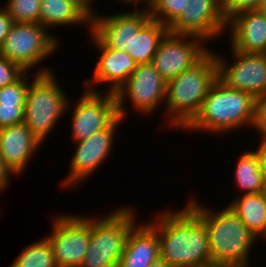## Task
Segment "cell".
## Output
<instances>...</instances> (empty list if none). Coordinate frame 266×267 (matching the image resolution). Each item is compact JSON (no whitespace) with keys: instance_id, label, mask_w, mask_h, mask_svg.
Masks as SVG:
<instances>
[{"instance_id":"cell-1","label":"cell","mask_w":266,"mask_h":267,"mask_svg":"<svg viewBox=\"0 0 266 267\" xmlns=\"http://www.w3.org/2000/svg\"><path fill=\"white\" fill-rule=\"evenodd\" d=\"M157 213L160 258L170 267H213L208 232L203 220L188 206Z\"/></svg>"},{"instance_id":"cell-2","label":"cell","mask_w":266,"mask_h":267,"mask_svg":"<svg viewBox=\"0 0 266 267\" xmlns=\"http://www.w3.org/2000/svg\"><path fill=\"white\" fill-rule=\"evenodd\" d=\"M187 205L205 224L213 267H248L250 265L251 249L258 239L229 206L212 212L210 208L207 209V206L199 204L194 197L188 200Z\"/></svg>"},{"instance_id":"cell-3","label":"cell","mask_w":266,"mask_h":267,"mask_svg":"<svg viewBox=\"0 0 266 267\" xmlns=\"http://www.w3.org/2000/svg\"><path fill=\"white\" fill-rule=\"evenodd\" d=\"M257 99L217 79L195 117L182 129L223 135L256 124ZM243 126V127H242Z\"/></svg>"},{"instance_id":"cell-4","label":"cell","mask_w":266,"mask_h":267,"mask_svg":"<svg viewBox=\"0 0 266 267\" xmlns=\"http://www.w3.org/2000/svg\"><path fill=\"white\" fill-rule=\"evenodd\" d=\"M218 67L213 50H209L196 64L166 81L168 126L181 130L195 117L214 82Z\"/></svg>"},{"instance_id":"cell-5","label":"cell","mask_w":266,"mask_h":267,"mask_svg":"<svg viewBox=\"0 0 266 267\" xmlns=\"http://www.w3.org/2000/svg\"><path fill=\"white\" fill-rule=\"evenodd\" d=\"M49 68L37 69L33 81H29L24 107L23 123L41 144L71 105L65 90Z\"/></svg>"},{"instance_id":"cell-6","label":"cell","mask_w":266,"mask_h":267,"mask_svg":"<svg viewBox=\"0 0 266 267\" xmlns=\"http://www.w3.org/2000/svg\"><path fill=\"white\" fill-rule=\"evenodd\" d=\"M135 212L125 206L99 218L91 217L89 246L80 267H118L128 234L136 225Z\"/></svg>"},{"instance_id":"cell-7","label":"cell","mask_w":266,"mask_h":267,"mask_svg":"<svg viewBox=\"0 0 266 267\" xmlns=\"http://www.w3.org/2000/svg\"><path fill=\"white\" fill-rule=\"evenodd\" d=\"M49 33L40 23L14 22L0 48V54L26 72H31L59 48V39Z\"/></svg>"},{"instance_id":"cell-8","label":"cell","mask_w":266,"mask_h":267,"mask_svg":"<svg viewBox=\"0 0 266 267\" xmlns=\"http://www.w3.org/2000/svg\"><path fill=\"white\" fill-rule=\"evenodd\" d=\"M114 94L118 116L122 119L128 114L124 106L127 98L136 112H140L141 115L143 113L144 116L152 115L161 102L165 103L166 80L152 63L138 64L135 71Z\"/></svg>"},{"instance_id":"cell-9","label":"cell","mask_w":266,"mask_h":267,"mask_svg":"<svg viewBox=\"0 0 266 267\" xmlns=\"http://www.w3.org/2000/svg\"><path fill=\"white\" fill-rule=\"evenodd\" d=\"M51 244L58 267H80L86 255L91 232V217L60 214L53 220Z\"/></svg>"},{"instance_id":"cell-10","label":"cell","mask_w":266,"mask_h":267,"mask_svg":"<svg viewBox=\"0 0 266 267\" xmlns=\"http://www.w3.org/2000/svg\"><path fill=\"white\" fill-rule=\"evenodd\" d=\"M233 62L214 51L218 79L226 86L251 94L255 99L266 93V54L243 53L232 48Z\"/></svg>"},{"instance_id":"cell-11","label":"cell","mask_w":266,"mask_h":267,"mask_svg":"<svg viewBox=\"0 0 266 267\" xmlns=\"http://www.w3.org/2000/svg\"><path fill=\"white\" fill-rule=\"evenodd\" d=\"M75 101L71 116L72 141L79 142L107 128L117 117V104L113 92L85 90Z\"/></svg>"},{"instance_id":"cell-12","label":"cell","mask_w":266,"mask_h":267,"mask_svg":"<svg viewBox=\"0 0 266 267\" xmlns=\"http://www.w3.org/2000/svg\"><path fill=\"white\" fill-rule=\"evenodd\" d=\"M227 30L221 0H188L179 17L168 27L174 35L193 36L213 42Z\"/></svg>"},{"instance_id":"cell-13","label":"cell","mask_w":266,"mask_h":267,"mask_svg":"<svg viewBox=\"0 0 266 267\" xmlns=\"http://www.w3.org/2000/svg\"><path fill=\"white\" fill-rule=\"evenodd\" d=\"M124 119L118 116L107 128L94 133L89 138L75 142L76 150L72 156L69 174L63 179L64 188H76L88 180L96 169L109 157L118 124ZM87 179V180H86ZM81 183V184H80Z\"/></svg>"},{"instance_id":"cell-14","label":"cell","mask_w":266,"mask_h":267,"mask_svg":"<svg viewBox=\"0 0 266 267\" xmlns=\"http://www.w3.org/2000/svg\"><path fill=\"white\" fill-rule=\"evenodd\" d=\"M205 44L197 37L168 32L160 41L151 63L168 81L196 64L210 50Z\"/></svg>"},{"instance_id":"cell-15","label":"cell","mask_w":266,"mask_h":267,"mask_svg":"<svg viewBox=\"0 0 266 267\" xmlns=\"http://www.w3.org/2000/svg\"><path fill=\"white\" fill-rule=\"evenodd\" d=\"M151 19L147 8L91 17V33L107 48L128 51L134 35Z\"/></svg>"},{"instance_id":"cell-16","label":"cell","mask_w":266,"mask_h":267,"mask_svg":"<svg viewBox=\"0 0 266 267\" xmlns=\"http://www.w3.org/2000/svg\"><path fill=\"white\" fill-rule=\"evenodd\" d=\"M90 38L93 40L94 46L99 51V60L94 68V77L83 81V86H87L88 90L99 91L95 87L97 83H110L108 92L115 93L117 89L130 77L135 71L137 63L126 51L113 50L105 47L92 33L89 31ZM94 88V89H93Z\"/></svg>"},{"instance_id":"cell-17","label":"cell","mask_w":266,"mask_h":267,"mask_svg":"<svg viewBox=\"0 0 266 267\" xmlns=\"http://www.w3.org/2000/svg\"><path fill=\"white\" fill-rule=\"evenodd\" d=\"M41 145L25 123L0 128V157L13 176L24 174Z\"/></svg>"},{"instance_id":"cell-18","label":"cell","mask_w":266,"mask_h":267,"mask_svg":"<svg viewBox=\"0 0 266 267\" xmlns=\"http://www.w3.org/2000/svg\"><path fill=\"white\" fill-rule=\"evenodd\" d=\"M227 30L234 50L266 54V14L259 10L239 12L227 21Z\"/></svg>"},{"instance_id":"cell-19","label":"cell","mask_w":266,"mask_h":267,"mask_svg":"<svg viewBox=\"0 0 266 267\" xmlns=\"http://www.w3.org/2000/svg\"><path fill=\"white\" fill-rule=\"evenodd\" d=\"M159 258L157 230L150 222L139 223L128 234L118 267H147Z\"/></svg>"},{"instance_id":"cell-20","label":"cell","mask_w":266,"mask_h":267,"mask_svg":"<svg viewBox=\"0 0 266 267\" xmlns=\"http://www.w3.org/2000/svg\"><path fill=\"white\" fill-rule=\"evenodd\" d=\"M39 23L46 29L84 24L91 31V17L74 0H41Z\"/></svg>"},{"instance_id":"cell-21","label":"cell","mask_w":266,"mask_h":267,"mask_svg":"<svg viewBox=\"0 0 266 267\" xmlns=\"http://www.w3.org/2000/svg\"><path fill=\"white\" fill-rule=\"evenodd\" d=\"M235 197L229 207L244 223L246 228L259 240L266 239V198L265 193H249ZM266 241V240H265Z\"/></svg>"},{"instance_id":"cell-22","label":"cell","mask_w":266,"mask_h":267,"mask_svg":"<svg viewBox=\"0 0 266 267\" xmlns=\"http://www.w3.org/2000/svg\"><path fill=\"white\" fill-rule=\"evenodd\" d=\"M168 33V27L150 19L130 41L127 53L137 64L151 63L158 45Z\"/></svg>"},{"instance_id":"cell-23","label":"cell","mask_w":266,"mask_h":267,"mask_svg":"<svg viewBox=\"0 0 266 267\" xmlns=\"http://www.w3.org/2000/svg\"><path fill=\"white\" fill-rule=\"evenodd\" d=\"M235 185L244 194L264 192L262 175L259 170L258 148L242 152L236 164Z\"/></svg>"},{"instance_id":"cell-24","label":"cell","mask_w":266,"mask_h":267,"mask_svg":"<svg viewBox=\"0 0 266 267\" xmlns=\"http://www.w3.org/2000/svg\"><path fill=\"white\" fill-rule=\"evenodd\" d=\"M18 255L8 267H58L46 237L25 246Z\"/></svg>"},{"instance_id":"cell-25","label":"cell","mask_w":266,"mask_h":267,"mask_svg":"<svg viewBox=\"0 0 266 267\" xmlns=\"http://www.w3.org/2000/svg\"><path fill=\"white\" fill-rule=\"evenodd\" d=\"M187 3L188 0H151L149 6L145 8L152 19L169 27L179 17Z\"/></svg>"},{"instance_id":"cell-26","label":"cell","mask_w":266,"mask_h":267,"mask_svg":"<svg viewBox=\"0 0 266 267\" xmlns=\"http://www.w3.org/2000/svg\"><path fill=\"white\" fill-rule=\"evenodd\" d=\"M4 7L14 22L39 23L41 0H8Z\"/></svg>"},{"instance_id":"cell-27","label":"cell","mask_w":266,"mask_h":267,"mask_svg":"<svg viewBox=\"0 0 266 267\" xmlns=\"http://www.w3.org/2000/svg\"><path fill=\"white\" fill-rule=\"evenodd\" d=\"M30 74L26 72L15 83L0 88V104L25 105Z\"/></svg>"},{"instance_id":"cell-28","label":"cell","mask_w":266,"mask_h":267,"mask_svg":"<svg viewBox=\"0 0 266 267\" xmlns=\"http://www.w3.org/2000/svg\"><path fill=\"white\" fill-rule=\"evenodd\" d=\"M26 71L0 54V88L18 81Z\"/></svg>"},{"instance_id":"cell-29","label":"cell","mask_w":266,"mask_h":267,"mask_svg":"<svg viewBox=\"0 0 266 267\" xmlns=\"http://www.w3.org/2000/svg\"><path fill=\"white\" fill-rule=\"evenodd\" d=\"M261 0H221L223 14L227 21L235 14L246 10H257Z\"/></svg>"},{"instance_id":"cell-30","label":"cell","mask_w":266,"mask_h":267,"mask_svg":"<svg viewBox=\"0 0 266 267\" xmlns=\"http://www.w3.org/2000/svg\"><path fill=\"white\" fill-rule=\"evenodd\" d=\"M24 107L0 104V128L23 123Z\"/></svg>"},{"instance_id":"cell-31","label":"cell","mask_w":266,"mask_h":267,"mask_svg":"<svg viewBox=\"0 0 266 267\" xmlns=\"http://www.w3.org/2000/svg\"><path fill=\"white\" fill-rule=\"evenodd\" d=\"M255 129L261 143H266V93L257 99Z\"/></svg>"},{"instance_id":"cell-32","label":"cell","mask_w":266,"mask_h":267,"mask_svg":"<svg viewBox=\"0 0 266 267\" xmlns=\"http://www.w3.org/2000/svg\"><path fill=\"white\" fill-rule=\"evenodd\" d=\"M14 21L9 15L8 11L4 8H0V48L3 45V42L8 35Z\"/></svg>"},{"instance_id":"cell-33","label":"cell","mask_w":266,"mask_h":267,"mask_svg":"<svg viewBox=\"0 0 266 267\" xmlns=\"http://www.w3.org/2000/svg\"><path fill=\"white\" fill-rule=\"evenodd\" d=\"M258 163L262 175L264 191H266V143H260L258 146Z\"/></svg>"},{"instance_id":"cell-34","label":"cell","mask_w":266,"mask_h":267,"mask_svg":"<svg viewBox=\"0 0 266 267\" xmlns=\"http://www.w3.org/2000/svg\"><path fill=\"white\" fill-rule=\"evenodd\" d=\"M13 174L11 171L6 167L2 158L0 157V192L6 190L8 185L10 184V178Z\"/></svg>"},{"instance_id":"cell-35","label":"cell","mask_w":266,"mask_h":267,"mask_svg":"<svg viewBox=\"0 0 266 267\" xmlns=\"http://www.w3.org/2000/svg\"><path fill=\"white\" fill-rule=\"evenodd\" d=\"M82 9L86 11V13L92 17L95 14H97V11L95 12V8L93 9L92 3L96 0H74Z\"/></svg>"},{"instance_id":"cell-36","label":"cell","mask_w":266,"mask_h":267,"mask_svg":"<svg viewBox=\"0 0 266 267\" xmlns=\"http://www.w3.org/2000/svg\"><path fill=\"white\" fill-rule=\"evenodd\" d=\"M119 1H121V2H123V3H125L126 2V4H129V5H133V4H135L136 6L137 5H140V3H147L146 5L147 6H149V4H150V2H151V0H119Z\"/></svg>"},{"instance_id":"cell-37","label":"cell","mask_w":266,"mask_h":267,"mask_svg":"<svg viewBox=\"0 0 266 267\" xmlns=\"http://www.w3.org/2000/svg\"><path fill=\"white\" fill-rule=\"evenodd\" d=\"M147 267H170L165 261H163L161 258L154 261L152 264L148 265Z\"/></svg>"},{"instance_id":"cell-38","label":"cell","mask_w":266,"mask_h":267,"mask_svg":"<svg viewBox=\"0 0 266 267\" xmlns=\"http://www.w3.org/2000/svg\"><path fill=\"white\" fill-rule=\"evenodd\" d=\"M261 13L266 14V0H261L258 9Z\"/></svg>"}]
</instances>
